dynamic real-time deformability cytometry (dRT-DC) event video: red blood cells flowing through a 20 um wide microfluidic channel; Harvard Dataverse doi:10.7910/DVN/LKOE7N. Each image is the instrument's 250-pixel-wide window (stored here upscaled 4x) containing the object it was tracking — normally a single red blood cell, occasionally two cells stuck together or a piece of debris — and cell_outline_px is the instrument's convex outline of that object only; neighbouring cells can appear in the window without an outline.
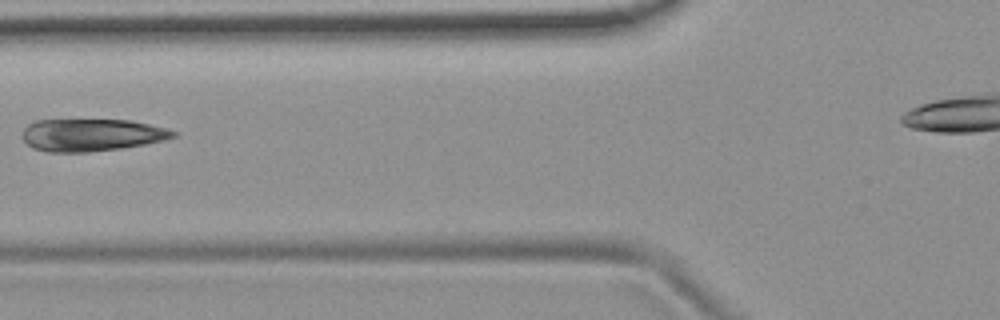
{"species": "common noctule bat (a hibernating species)", "species_latin": "Nyctalus noctula", "temperature_condition": "room temperature", "stored_images_in_passage": 6, "camera_frame_rate_fps": 3000, "um_per_image_px": 0.085, "animal": {"sex": "female", "body_mass_g": 19.9}, "frame": {"image": 1, "passage_image": 5, "time_ms": 4.667, "image_size_px": [1000, 320], "cell_outline_px": [[180, 132], [176, 136], [164, 140], [144, 144], [120, 148], [88, 152], [48, 152], [32, 148], [24, 140], [24, 128], [28, 124], [36, 120], [132, 120], [168, 128]], "centroid_in_image_um": [7.83, 11.46], "position_along_channel_um": 118.0, "area_um2": 28.5}}
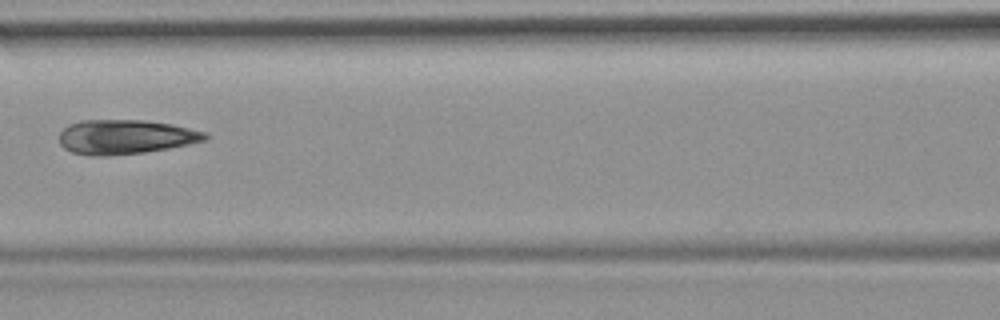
{"frame": {"image": 2, "passage_image": 6, "time_ms": 5.667, "image_size_px": [1000, 320], "cell_outline_px": [[208, 136], [204, 140], [188, 144], [168, 148], [144, 152], [108, 156], [88, 156], [72, 152], [64, 148], [60, 144], [60, 132], [68, 124], [80, 120], [144, 120], [172, 124], [208, 132]], "centroid_in_image_um": [10.64, 11.63], "position_along_channel_um": 156.0, "area_um2": 29.36}}